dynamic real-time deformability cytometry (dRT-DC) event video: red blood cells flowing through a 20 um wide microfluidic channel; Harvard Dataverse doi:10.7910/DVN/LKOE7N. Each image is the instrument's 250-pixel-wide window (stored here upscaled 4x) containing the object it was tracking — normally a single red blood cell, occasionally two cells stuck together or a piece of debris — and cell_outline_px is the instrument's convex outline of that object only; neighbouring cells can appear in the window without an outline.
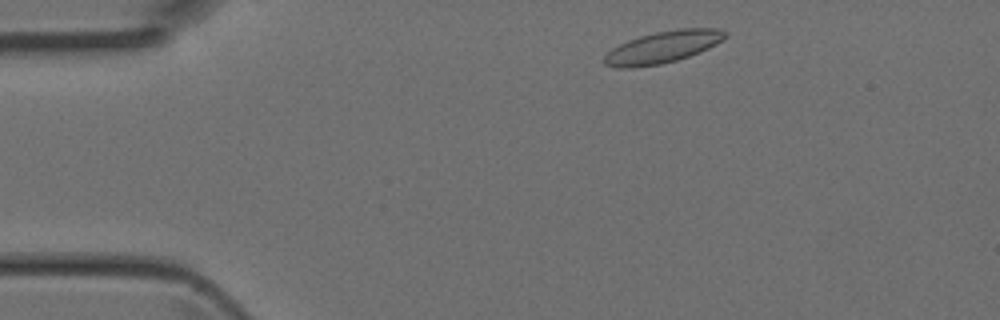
{"species": "Egyptian fruit bat (a non-hibernating species)", "species_latin": "Rousettus aegyptiacus", "temperature_condition": "room temperature", "stored_images_in_passage": 3, "camera_frame_rate_fps": 3000, "um_per_image_px": 0.085, "animal": {"sex": "female"}, "frame": {"image": 1, "passage_image": 1, "time_ms": 0.0, "image_size_px": [1000, 320], "cell_outline_px": [[728, 36], [716, 44], [700, 52], [676, 60], [660, 64], [632, 68], [620, 68], [604, 64], [604, 56], [612, 48], [628, 40], [640, 36], [656, 32], [680, 28], [716, 28], [728, 32]], "centroid_in_image_um": [56.35, 4.0], "position_along_channel_um": 28.6, "area_um2": 22.37}}
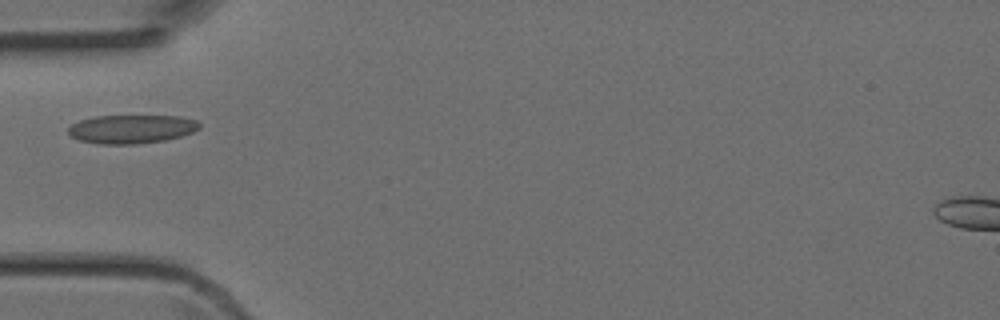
{"frame": {"image": 2, "passage_image": 3, "time_ms": 0.667, "image_size_px": [1000, 320], "cell_outline_px": [[200, 128], [192, 132], [180, 136], [164, 140], [136, 144], [100, 144], [80, 140], [68, 136], [68, 128], [72, 124], [80, 120], [92, 116], [180, 116], [196, 120], [200, 124]], "centroid_in_image_um": [11.15, 10.96], "position_along_channel_um": 73.9, "area_um2": 21.91}}